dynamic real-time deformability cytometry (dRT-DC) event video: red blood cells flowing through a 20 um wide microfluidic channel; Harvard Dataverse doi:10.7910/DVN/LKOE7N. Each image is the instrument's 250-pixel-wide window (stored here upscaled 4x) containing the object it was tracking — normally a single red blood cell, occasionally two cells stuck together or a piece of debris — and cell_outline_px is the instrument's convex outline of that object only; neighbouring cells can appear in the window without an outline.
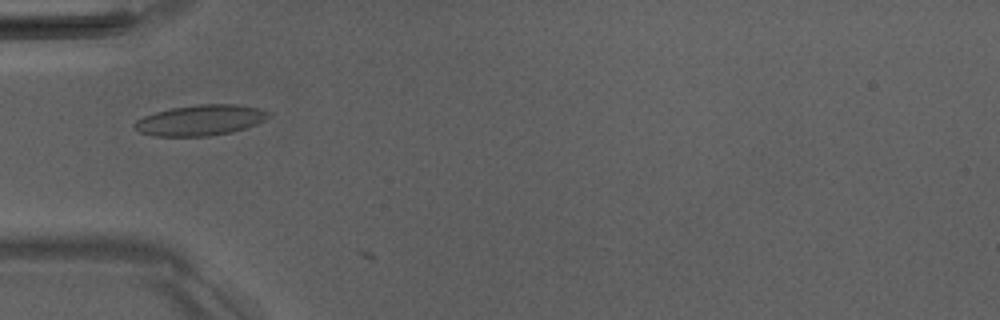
{"species": "Egyptian fruit bat (a non-hibernating species)", "species_latin": "Rousettus aegyptiacus", "temperature_condition": "room temperature", "stored_images_in_passage": 3, "camera_frame_rate_fps": 3000, "um_per_image_px": 0.085, "animal": {"sex": "male"}, "frame": {"image": 1, "passage_image": 2, "time_ms": 0.333, "image_size_px": [1000, 320], "cell_outline_px": [[268, 116], [264, 120], [256, 124], [232, 132], [208, 136], [156, 136], [140, 132], [132, 124], [136, 120], [144, 116], [156, 112], [172, 108], [200, 104], [236, 104], [260, 108], [268, 112]], "centroid_in_image_um": [17.02, 10.21], "position_along_channel_um": 68.0, "area_um2": 23.7}}